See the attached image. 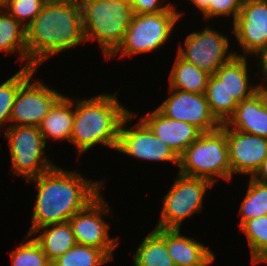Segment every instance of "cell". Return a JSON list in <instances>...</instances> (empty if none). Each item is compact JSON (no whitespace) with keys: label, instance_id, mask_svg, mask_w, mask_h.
<instances>
[{"label":"cell","instance_id":"cell-1","mask_svg":"<svg viewBox=\"0 0 267 266\" xmlns=\"http://www.w3.org/2000/svg\"><path fill=\"white\" fill-rule=\"evenodd\" d=\"M27 181L35 183L38 190L28 235L47 225L68 222L101 193L103 185L57 165Z\"/></svg>","mask_w":267,"mask_h":266},{"label":"cell","instance_id":"cell-2","mask_svg":"<svg viewBox=\"0 0 267 266\" xmlns=\"http://www.w3.org/2000/svg\"><path fill=\"white\" fill-rule=\"evenodd\" d=\"M25 29L27 67L36 69L49 56L87 42L78 0H47Z\"/></svg>","mask_w":267,"mask_h":266},{"label":"cell","instance_id":"cell-3","mask_svg":"<svg viewBox=\"0 0 267 266\" xmlns=\"http://www.w3.org/2000/svg\"><path fill=\"white\" fill-rule=\"evenodd\" d=\"M115 94L96 95L89 99L74 101L73 129L70 142L77 153L88 151L95 145L116 150L119 127L130 112L120 104Z\"/></svg>","mask_w":267,"mask_h":266},{"label":"cell","instance_id":"cell-4","mask_svg":"<svg viewBox=\"0 0 267 266\" xmlns=\"http://www.w3.org/2000/svg\"><path fill=\"white\" fill-rule=\"evenodd\" d=\"M86 41L97 40L108 59L122 43L133 11L128 0H78Z\"/></svg>","mask_w":267,"mask_h":266},{"label":"cell","instance_id":"cell-5","mask_svg":"<svg viewBox=\"0 0 267 266\" xmlns=\"http://www.w3.org/2000/svg\"><path fill=\"white\" fill-rule=\"evenodd\" d=\"M178 167L180 174L207 179L212 184L218 178L231 181L226 123L213 131L202 132L179 156Z\"/></svg>","mask_w":267,"mask_h":266},{"label":"cell","instance_id":"cell-6","mask_svg":"<svg viewBox=\"0 0 267 266\" xmlns=\"http://www.w3.org/2000/svg\"><path fill=\"white\" fill-rule=\"evenodd\" d=\"M181 15L173 6L159 13L133 14L122 43L108 59L120 52L119 57L134 56L163 47Z\"/></svg>","mask_w":267,"mask_h":266},{"label":"cell","instance_id":"cell-7","mask_svg":"<svg viewBox=\"0 0 267 266\" xmlns=\"http://www.w3.org/2000/svg\"><path fill=\"white\" fill-rule=\"evenodd\" d=\"M4 136L9 143L12 171L29 180L52 169V163L44 149L46 143L39 127L8 125ZM48 158V159H47Z\"/></svg>","mask_w":267,"mask_h":266},{"label":"cell","instance_id":"cell-8","mask_svg":"<svg viewBox=\"0 0 267 266\" xmlns=\"http://www.w3.org/2000/svg\"><path fill=\"white\" fill-rule=\"evenodd\" d=\"M212 186L207 179L185 176L178 172L174 184L163 198L161 218L156 228L180 229L186 218L202 211L204 195Z\"/></svg>","mask_w":267,"mask_h":266},{"label":"cell","instance_id":"cell-9","mask_svg":"<svg viewBox=\"0 0 267 266\" xmlns=\"http://www.w3.org/2000/svg\"><path fill=\"white\" fill-rule=\"evenodd\" d=\"M184 42L185 47L179 45L178 55L210 75L237 56L236 52H228L230 46L226 34L209 27L190 33Z\"/></svg>","mask_w":267,"mask_h":266},{"label":"cell","instance_id":"cell-10","mask_svg":"<svg viewBox=\"0 0 267 266\" xmlns=\"http://www.w3.org/2000/svg\"><path fill=\"white\" fill-rule=\"evenodd\" d=\"M136 114L130 111L122 120L119 127L118 145L115 151L133 156L141 160L173 162L178 167L179 157L140 119L129 129L127 122Z\"/></svg>","mask_w":267,"mask_h":266},{"label":"cell","instance_id":"cell-11","mask_svg":"<svg viewBox=\"0 0 267 266\" xmlns=\"http://www.w3.org/2000/svg\"><path fill=\"white\" fill-rule=\"evenodd\" d=\"M101 193L84 209L69 219L77 244L86 245L102 250L110 259L119 244L116 238H110L109 225L103 219L110 207Z\"/></svg>","mask_w":267,"mask_h":266},{"label":"cell","instance_id":"cell-12","mask_svg":"<svg viewBox=\"0 0 267 266\" xmlns=\"http://www.w3.org/2000/svg\"><path fill=\"white\" fill-rule=\"evenodd\" d=\"M33 75L18 89L10 115L11 125L39 127L49 110L63 95L42 81L32 83Z\"/></svg>","mask_w":267,"mask_h":266},{"label":"cell","instance_id":"cell-13","mask_svg":"<svg viewBox=\"0 0 267 266\" xmlns=\"http://www.w3.org/2000/svg\"><path fill=\"white\" fill-rule=\"evenodd\" d=\"M169 89L170 96L157 107L164 116L192 124L201 132L213 131L221 126L212 115L205 94Z\"/></svg>","mask_w":267,"mask_h":266},{"label":"cell","instance_id":"cell-14","mask_svg":"<svg viewBox=\"0 0 267 266\" xmlns=\"http://www.w3.org/2000/svg\"><path fill=\"white\" fill-rule=\"evenodd\" d=\"M233 32L243 52L251 55L266 49L267 0H244Z\"/></svg>","mask_w":267,"mask_h":266},{"label":"cell","instance_id":"cell-15","mask_svg":"<svg viewBox=\"0 0 267 266\" xmlns=\"http://www.w3.org/2000/svg\"><path fill=\"white\" fill-rule=\"evenodd\" d=\"M228 159L233 174L252 177L267 158V138L231 129L226 124Z\"/></svg>","mask_w":267,"mask_h":266},{"label":"cell","instance_id":"cell-16","mask_svg":"<svg viewBox=\"0 0 267 266\" xmlns=\"http://www.w3.org/2000/svg\"><path fill=\"white\" fill-rule=\"evenodd\" d=\"M141 120L152 130L158 139L168 145L179 157L201 135L192 124L164 116L157 108Z\"/></svg>","mask_w":267,"mask_h":266},{"label":"cell","instance_id":"cell-17","mask_svg":"<svg viewBox=\"0 0 267 266\" xmlns=\"http://www.w3.org/2000/svg\"><path fill=\"white\" fill-rule=\"evenodd\" d=\"M165 240L175 266H208L214 262V253L203 243L180 233V229L154 228Z\"/></svg>","mask_w":267,"mask_h":266},{"label":"cell","instance_id":"cell-18","mask_svg":"<svg viewBox=\"0 0 267 266\" xmlns=\"http://www.w3.org/2000/svg\"><path fill=\"white\" fill-rule=\"evenodd\" d=\"M231 129L267 138V104L265 93L258 91L239 102L235 113L226 123Z\"/></svg>","mask_w":267,"mask_h":266},{"label":"cell","instance_id":"cell-19","mask_svg":"<svg viewBox=\"0 0 267 266\" xmlns=\"http://www.w3.org/2000/svg\"><path fill=\"white\" fill-rule=\"evenodd\" d=\"M247 54H237L231 61L222 65L213 75L221 81L229 96L237 103L249 99L258 88L249 85Z\"/></svg>","mask_w":267,"mask_h":266},{"label":"cell","instance_id":"cell-20","mask_svg":"<svg viewBox=\"0 0 267 266\" xmlns=\"http://www.w3.org/2000/svg\"><path fill=\"white\" fill-rule=\"evenodd\" d=\"M73 104V99L62 95L49 110L39 125L45 143L49 138L70 141L74 119Z\"/></svg>","mask_w":267,"mask_h":266},{"label":"cell","instance_id":"cell-21","mask_svg":"<svg viewBox=\"0 0 267 266\" xmlns=\"http://www.w3.org/2000/svg\"><path fill=\"white\" fill-rule=\"evenodd\" d=\"M41 230L43 232L34 237V239L40 244L43 252L51 263L77 244L69 222L38 228L32 236L38 231L41 232Z\"/></svg>","mask_w":267,"mask_h":266},{"label":"cell","instance_id":"cell-22","mask_svg":"<svg viewBox=\"0 0 267 266\" xmlns=\"http://www.w3.org/2000/svg\"><path fill=\"white\" fill-rule=\"evenodd\" d=\"M169 88L189 93L205 94L210 74L176 55L169 73Z\"/></svg>","mask_w":267,"mask_h":266},{"label":"cell","instance_id":"cell-23","mask_svg":"<svg viewBox=\"0 0 267 266\" xmlns=\"http://www.w3.org/2000/svg\"><path fill=\"white\" fill-rule=\"evenodd\" d=\"M26 27L7 11L0 10V51L12 55L18 52L19 59L27 67Z\"/></svg>","mask_w":267,"mask_h":266},{"label":"cell","instance_id":"cell-24","mask_svg":"<svg viewBox=\"0 0 267 266\" xmlns=\"http://www.w3.org/2000/svg\"><path fill=\"white\" fill-rule=\"evenodd\" d=\"M133 257L134 266H175L165 240L155 230L143 239Z\"/></svg>","mask_w":267,"mask_h":266},{"label":"cell","instance_id":"cell-25","mask_svg":"<svg viewBox=\"0 0 267 266\" xmlns=\"http://www.w3.org/2000/svg\"><path fill=\"white\" fill-rule=\"evenodd\" d=\"M205 96L210 111L216 120L220 124L227 123L235 113L238 103L232 96L228 95L221 81L214 75L209 76Z\"/></svg>","mask_w":267,"mask_h":266},{"label":"cell","instance_id":"cell-26","mask_svg":"<svg viewBox=\"0 0 267 266\" xmlns=\"http://www.w3.org/2000/svg\"><path fill=\"white\" fill-rule=\"evenodd\" d=\"M251 251V262L267 263V215L245 221L240 227Z\"/></svg>","mask_w":267,"mask_h":266},{"label":"cell","instance_id":"cell-27","mask_svg":"<svg viewBox=\"0 0 267 266\" xmlns=\"http://www.w3.org/2000/svg\"><path fill=\"white\" fill-rule=\"evenodd\" d=\"M239 213L242 216L239 227L247 220L267 215V183L258 182L250 177Z\"/></svg>","mask_w":267,"mask_h":266},{"label":"cell","instance_id":"cell-28","mask_svg":"<svg viewBox=\"0 0 267 266\" xmlns=\"http://www.w3.org/2000/svg\"><path fill=\"white\" fill-rule=\"evenodd\" d=\"M36 70L34 67H22L16 74L0 84V127L10 123V115L18 89Z\"/></svg>","mask_w":267,"mask_h":266},{"label":"cell","instance_id":"cell-29","mask_svg":"<svg viewBox=\"0 0 267 266\" xmlns=\"http://www.w3.org/2000/svg\"><path fill=\"white\" fill-rule=\"evenodd\" d=\"M110 260L98 248L76 244L51 264L52 266H101Z\"/></svg>","mask_w":267,"mask_h":266},{"label":"cell","instance_id":"cell-30","mask_svg":"<svg viewBox=\"0 0 267 266\" xmlns=\"http://www.w3.org/2000/svg\"><path fill=\"white\" fill-rule=\"evenodd\" d=\"M31 238L32 235L27 234L22 243L11 251L12 266H52L40 244Z\"/></svg>","mask_w":267,"mask_h":266},{"label":"cell","instance_id":"cell-31","mask_svg":"<svg viewBox=\"0 0 267 266\" xmlns=\"http://www.w3.org/2000/svg\"><path fill=\"white\" fill-rule=\"evenodd\" d=\"M47 0H10L5 11L27 27L41 11Z\"/></svg>","mask_w":267,"mask_h":266},{"label":"cell","instance_id":"cell-32","mask_svg":"<svg viewBox=\"0 0 267 266\" xmlns=\"http://www.w3.org/2000/svg\"><path fill=\"white\" fill-rule=\"evenodd\" d=\"M244 0H210V19L220 16H231L233 22L240 13Z\"/></svg>","mask_w":267,"mask_h":266},{"label":"cell","instance_id":"cell-33","mask_svg":"<svg viewBox=\"0 0 267 266\" xmlns=\"http://www.w3.org/2000/svg\"><path fill=\"white\" fill-rule=\"evenodd\" d=\"M160 0H128L133 14L159 13L167 11L172 5H161Z\"/></svg>","mask_w":267,"mask_h":266},{"label":"cell","instance_id":"cell-34","mask_svg":"<svg viewBox=\"0 0 267 266\" xmlns=\"http://www.w3.org/2000/svg\"><path fill=\"white\" fill-rule=\"evenodd\" d=\"M255 55H258L257 58H259V68H261V72L263 73L264 75V79L266 78L267 79V48L266 49H263V50H260L258 51ZM257 88H258V91L260 92H264V93H267V85L263 83H261V85H256Z\"/></svg>","mask_w":267,"mask_h":266},{"label":"cell","instance_id":"cell-35","mask_svg":"<svg viewBox=\"0 0 267 266\" xmlns=\"http://www.w3.org/2000/svg\"><path fill=\"white\" fill-rule=\"evenodd\" d=\"M190 2L202 12L203 18L210 19V0H190Z\"/></svg>","mask_w":267,"mask_h":266},{"label":"cell","instance_id":"cell-36","mask_svg":"<svg viewBox=\"0 0 267 266\" xmlns=\"http://www.w3.org/2000/svg\"><path fill=\"white\" fill-rule=\"evenodd\" d=\"M251 178L258 182L267 183V158Z\"/></svg>","mask_w":267,"mask_h":266},{"label":"cell","instance_id":"cell-37","mask_svg":"<svg viewBox=\"0 0 267 266\" xmlns=\"http://www.w3.org/2000/svg\"><path fill=\"white\" fill-rule=\"evenodd\" d=\"M10 0H0V10H6Z\"/></svg>","mask_w":267,"mask_h":266},{"label":"cell","instance_id":"cell-38","mask_svg":"<svg viewBox=\"0 0 267 266\" xmlns=\"http://www.w3.org/2000/svg\"><path fill=\"white\" fill-rule=\"evenodd\" d=\"M102 1L110 2V1H118V0H102Z\"/></svg>","mask_w":267,"mask_h":266},{"label":"cell","instance_id":"cell-39","mask_svg":"<svg viewBox=\"0 0 267 266\" xmlns=\"http://www.w3.org/2000/svg\"><path fill=\"white\" fill-rule=\"evenodd\" d=\"M265 101H266V104H267V93H265Z\"/></svg>","mask_w":267,"mask_h":266}]
</instances>
